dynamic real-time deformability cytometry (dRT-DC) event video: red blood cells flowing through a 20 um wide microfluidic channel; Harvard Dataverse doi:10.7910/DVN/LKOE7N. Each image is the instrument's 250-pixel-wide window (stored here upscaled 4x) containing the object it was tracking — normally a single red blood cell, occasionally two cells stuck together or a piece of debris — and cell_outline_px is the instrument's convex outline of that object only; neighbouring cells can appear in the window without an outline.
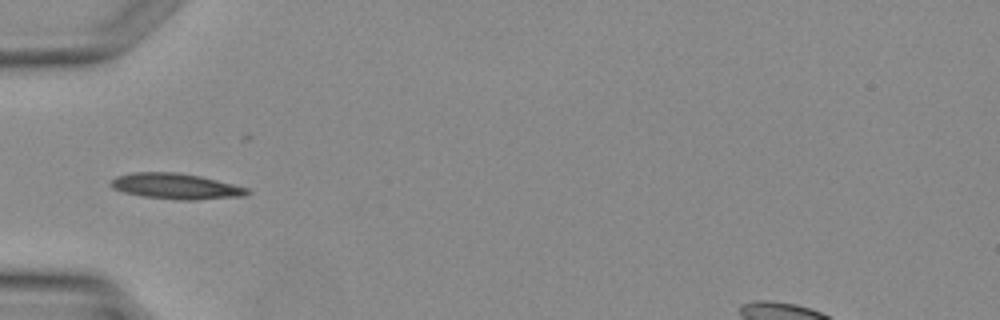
{"species": "Egyptian fruit bat (a non-hibernating species)", "species_latin": "Rousettus aegyptiacus", "temperature_condition": "warm", "stored_images_in_passage": 4, "camera_frame_rate_fps": 3000, "um_per_image_px": 0.085, "animal": {"sex": "female"}, "frame": {"image": 1, "passage_image": 4, "time_ms": 4.333, "image_size_px": [1000, 320], "cell_outline_px": [[248, 192], [244, 196], [192, 200], [180, 200], [144, 196], [124, 192], [112, 188], [108, 184], [116, 176], [136, 172], [176, 172], [200, 176], [248, 188]], "centroid_in_image_um": [14.91, 15.83], "position_along_channel_um": 70.1, "area_um2": 20.17}}